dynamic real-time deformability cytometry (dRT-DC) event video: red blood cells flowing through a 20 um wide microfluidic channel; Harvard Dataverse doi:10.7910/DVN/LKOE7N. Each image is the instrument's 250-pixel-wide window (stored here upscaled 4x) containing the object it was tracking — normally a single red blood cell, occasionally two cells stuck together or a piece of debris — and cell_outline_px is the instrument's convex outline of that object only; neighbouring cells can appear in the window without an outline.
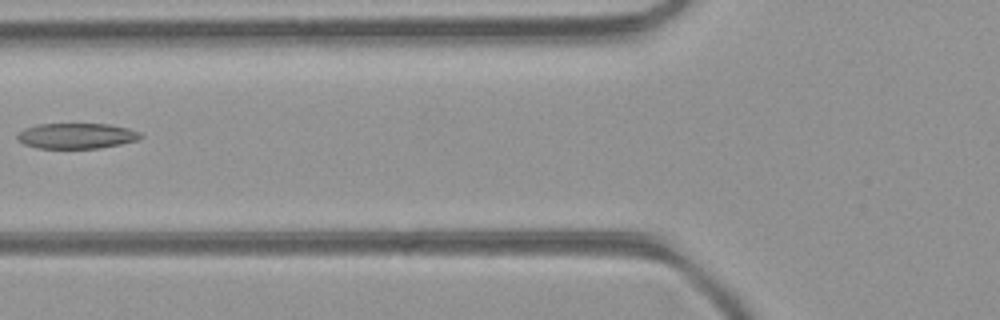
{"species": "common noctule bat (a hibernating species)", "species_latin": "Nyctalus noctula", "temperature_condition": "room temperature", "stored_images_in_passage": 6, "camera_frame_rate_fps": 3000, "um_per_image_px": 0.085, "animal": {"sex": "female", "body_mass_g": 21.9}, "frame": {"image": 1, "passage_image": 6, "time_ms": 1.667, "image_size_px": [1000, 320], "cell_outline_px": [[144, 136], [136, 140], [120, 144], [100, 148], [40, 148], [24, 144], [16, 140], [16, 136], [24, 128], [36, 124], [108, 124], [128, 128], [140, 132]], "centroid_in_image_um": [6.49, 11.54], "position_along_channel_um": 119.3, "area_um2": 18.32}}